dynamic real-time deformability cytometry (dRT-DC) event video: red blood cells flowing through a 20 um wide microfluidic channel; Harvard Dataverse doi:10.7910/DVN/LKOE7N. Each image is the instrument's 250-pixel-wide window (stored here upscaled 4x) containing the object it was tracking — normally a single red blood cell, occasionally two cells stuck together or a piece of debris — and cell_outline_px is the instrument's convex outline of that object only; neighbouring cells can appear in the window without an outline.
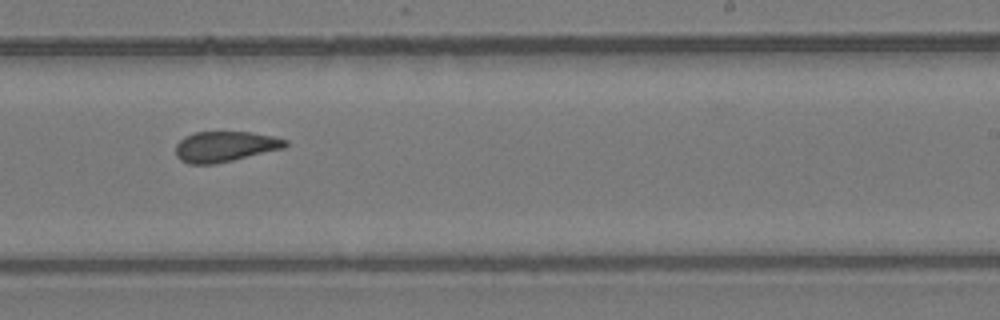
{"species": "common noctule bat (a hibernating species)", "species_latin": "Nyctalus noctula", "temperature_condition": "room temperature", "stored_images_in_passage": 9, "camera_frame_rate_fps": 3000, "um_per_image_px": 0.085, "animal": {"sex": "female", "body_mass_g": 24.6, "forearm_length_mm": 56.2}, "frame": {"image": 1, "passage_image": 8, "time_ms": 8.333, "image_size_px": [1000, 320], "cell_outline_px": [[288, 144], [284, 148], [216, 164], [188, 164], [180, 160], [176, 156], [176, 144], [184, 136], [196, 132], [252, 132], [272, 136], [288, 140]], "centroid_in_image_um": [19.11, 12.46], "position_along_channel_um": 269.9, "area_um2": 19.54}}
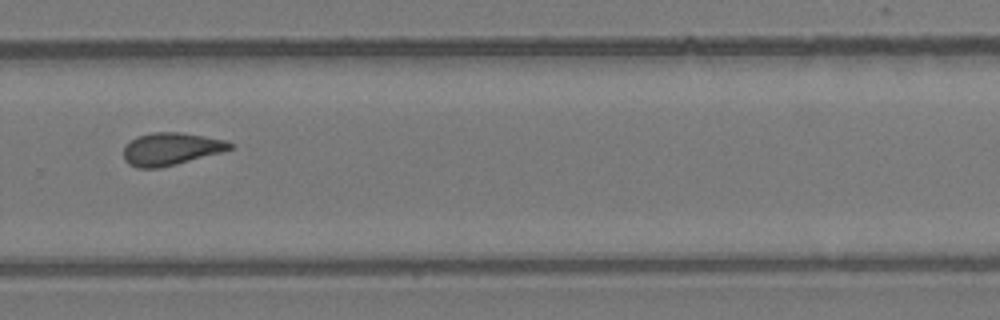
{"frame": {"image": 2, "passage_image": 9, "time_ms": 9.333, "image_size_px": [1000, 320], "cell_outline_px": [[232, 148], [220, 152], [176, 164], [160, 168], [140, 168], [128, 164], [124, 160], [124, 148], [132, 140], [140, 136], [152, 132], [180, 132], [228, 140], [232, 144]], "centroid_in_image_um": [14.53, 12.66], "position_along_channel_um": 315.3, "area_um2": 19.88}}